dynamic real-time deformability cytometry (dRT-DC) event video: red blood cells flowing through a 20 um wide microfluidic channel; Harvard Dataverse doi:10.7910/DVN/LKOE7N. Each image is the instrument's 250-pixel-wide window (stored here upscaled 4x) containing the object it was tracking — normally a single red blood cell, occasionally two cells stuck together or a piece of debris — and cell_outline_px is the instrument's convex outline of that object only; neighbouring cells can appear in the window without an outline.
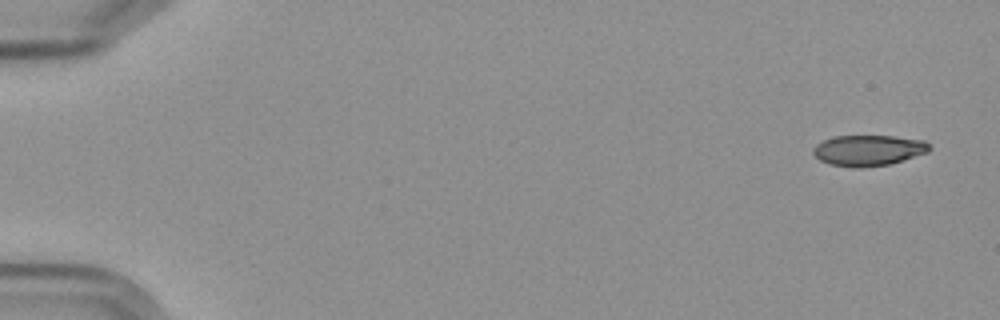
{"species": "Egyptian fruit bat (a non-hibernating species)", "species_latin": "Rousettus aegyptiacus", "temperature_condition": "cold", "stored_images_in_passage": 15, "camera_frame_rate_fps": 3000, "um_per_image_px": 0.085, "frame": {"image": 1, "passage_image": 1, "time_ms": 0.0, "image_size_px": [1000, 320], "cell_outline_px": [[932, 148], [928, 152], [888, 164], [856, 168], [828, 164], [820, 160], [812, 152], [812, 148], [816, 144], [824, 140], [836, 136], [892, 136], [924, 140]], "centroid_in_image_um": [73.79, 12.78], "position_along_channel_um": 11.2, "area_um2": 20.69}}
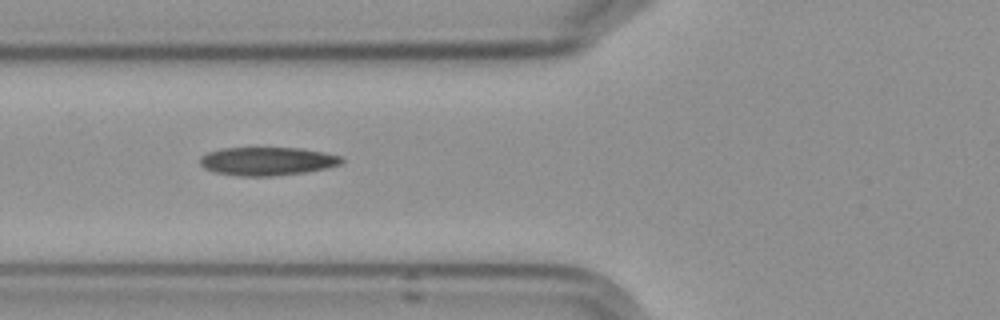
{"frame": {"image": 2, "passage_image": 6, "time_ms": 6.667, "image_size_px": [1000, 320], "cell_outline_px": [[344, 160], [340, 164], [324, 168], [304, 172], [272, 176], [236, 176], [212, 172], [204, 168], [200, 164], [200, 156], [208, 152], [220, 148], [304, 148], [344, 156]], "centroid_in_image_um": [22.69, 13.7], "position_along_channel_um": 103.1, "area_um2": 23.58}}
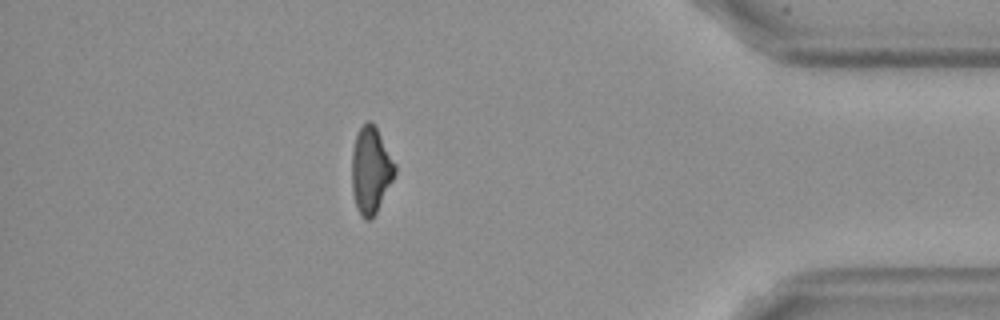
{"frame": {"image": 3, "passage_image": 14, "time_ms": 16.0, "image_size_px": [1000, 320], "cell_outline_px": [[396, 172], [372, 220], [364, 220], [360, 216], [356, 208], [352, 192], [352, 148], [356, 136], [360, 128], [368, 120], [376, 128], [396, 164]], "centroid_in_image_um": [31.5, 14.51], "position_along_channel_um": 403.7, "area_um2": 21.56}, "authors_computed_cell_mechanics": {"area_um2": 22.4842, "velocity_mm_per_s": 3.5932, "shape_relaxation_time_tau1_ms": null, "shape_relaxation_time_tau2_ms": 4.3355, "deformation_change_tau1": null, "deformation_change_tau2": 0.0943}}